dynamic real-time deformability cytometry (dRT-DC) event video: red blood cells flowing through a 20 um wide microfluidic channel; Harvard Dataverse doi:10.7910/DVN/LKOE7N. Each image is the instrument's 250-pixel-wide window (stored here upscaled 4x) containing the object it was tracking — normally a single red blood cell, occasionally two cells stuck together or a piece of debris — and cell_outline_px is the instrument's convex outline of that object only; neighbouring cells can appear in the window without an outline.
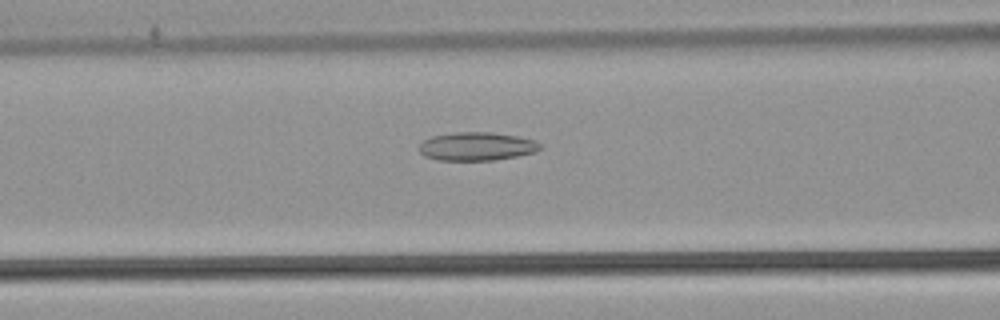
{"species": "common noctule bat (a hibernating species)", "species_latin": "Nyctalus noctula", "temperature_condition": "warm", "stored_images_in_passage": 53, "camera_frame_rate_fps": 3000, "um_per_image_px": 0.085, "animal": {"sex": "male", "body_mass_g": 21.5, "forearm_length_mm": 52.0}, "frame": {"image": 1, "passage_image": 22, "time_ms": 7.0, "image_size_px": [1000, 320], "cell_outline_px": [[540, 148], [536, 152], [516, 156], [492, 160], [440, 160], [424, 156], [420, 152], [420, 144], [424, 140], [432, 136], [452, 132], [492, 132], [516, 136], [536, 140], [540, 144]], "centroid_in_image_um": [40.52, 12.43], "position_along_channel_um": 126.1, "area_um2": 19.94}}
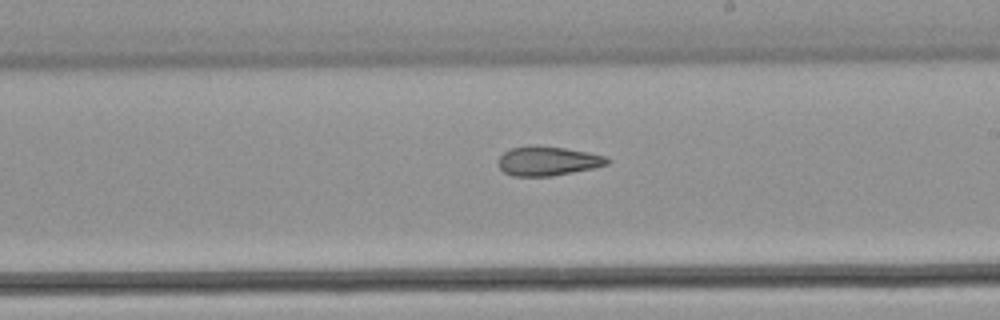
{"frame": {"image": 2, "passage_image": 31, "time_ms": 10.0, "image_size_px": [1000, 320], "cell_outline_px": [[612, 160], [608, 164], [592, 168], [572, 172], [548, 176], [512, 176], [504, 172], [500, 168], [500, 156], [504, 152], [512, 148], [528, 144], [536, 144], [564, 148], [588, 152], [608, 156]], "centroid_in_image_um": [46.58, 13.66], "position_along_channel_um": 242.4, "area_um2": 18.67}}
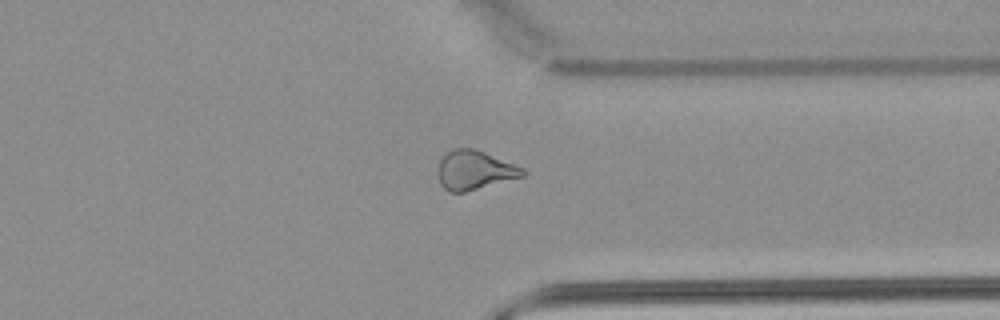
{"frame": {"image": 3, "passage_image": 41, "time_ms": 13.333, "image_size_px": [1000, 320], "cell_outline_px": [[528, 172], [524, 176], [464, 192], [448, 192], [440, 184], [440, 160], [452, 148], [472, 148], [484, 152], [524, 168]], "centroid_in_image_um": [40.37, 14.46], "position_along_channel_um": 371.0, "area_um2": 18.96}, "authors_computed_cell_mechanics": {"area_um2": 21.7906, "velocity_mm_per_s": 3.8827, "shape_relaxation_time_tau1_ms": null, "shape_relaxation_time_tau2_ms": 3.2114, "deformation_change_tau1": null, "deformation_change_tau2": 0.1262}}